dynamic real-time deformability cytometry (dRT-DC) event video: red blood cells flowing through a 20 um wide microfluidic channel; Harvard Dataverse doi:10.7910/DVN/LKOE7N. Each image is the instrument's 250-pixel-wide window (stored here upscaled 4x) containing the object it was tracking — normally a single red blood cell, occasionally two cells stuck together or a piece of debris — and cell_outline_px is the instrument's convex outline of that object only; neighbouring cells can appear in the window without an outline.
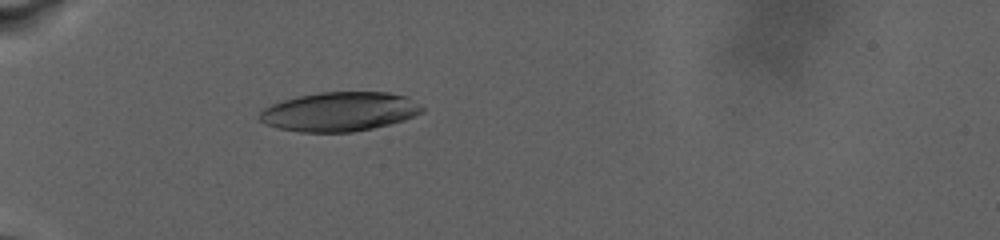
{"species": "human", "species_latin": "Homo sapiens", "temperature_condition": "warm", "stored_images_in_passage": 23, "camera_frame_rate_fps": 3000, "um_per_image_px": 0.085, "donor": {"sex": "male"}, "frame": {"image": 1, "passage_image": 19, "time_ms": 2.667, "image_size_px": [1000, 240], "cell_outline_px": [[424, 112], [404, 120], [372, 128], [352, 132], [300, 132], [276, 128], [264, 124], [256, 116], [264, 108], [272, 104], [296, 96], [320, 92], [388, 92], [404, 96], [420, 104], [424, 108]], "centroid_in_image_um": [28.83, 9.49], "position_along_channel_um": 56.2, "area_um2": 37.28}}